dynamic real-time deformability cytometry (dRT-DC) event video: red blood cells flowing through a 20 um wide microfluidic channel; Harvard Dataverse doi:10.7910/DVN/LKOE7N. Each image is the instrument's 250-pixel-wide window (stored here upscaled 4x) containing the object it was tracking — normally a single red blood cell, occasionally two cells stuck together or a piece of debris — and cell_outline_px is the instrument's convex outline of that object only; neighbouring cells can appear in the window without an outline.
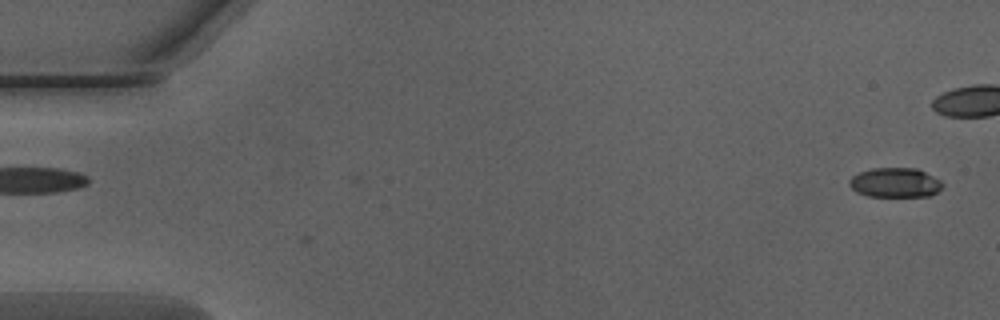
{"species": "Egyptian fruit bat (a non-hibernating species)", "species_latin": "Rousettus aegyptiacus", "temperature_condition": "warm", "stored_images_in_passage": 3, "camera_frame_rate_fps": 3000, "um_per_image_px": 0.085, "animal": {"sex": "male"}, "frame": {"image": 1, "passage_image": 1, "time_ms": 0.0, "image_size_px": [1000, 320], "cell_outline_px": [[944, 188], [932, 196], [868, 196], [856, 192], [848, 184], [848, 180], [852, 176], [860, 172], [872, 168], [916, 168], [940, 180], [944, 184]], "centroid_in_image_um": [76.1, 15.53], "position_along_channel_um": 8.9, "area_um2": 16.18}}